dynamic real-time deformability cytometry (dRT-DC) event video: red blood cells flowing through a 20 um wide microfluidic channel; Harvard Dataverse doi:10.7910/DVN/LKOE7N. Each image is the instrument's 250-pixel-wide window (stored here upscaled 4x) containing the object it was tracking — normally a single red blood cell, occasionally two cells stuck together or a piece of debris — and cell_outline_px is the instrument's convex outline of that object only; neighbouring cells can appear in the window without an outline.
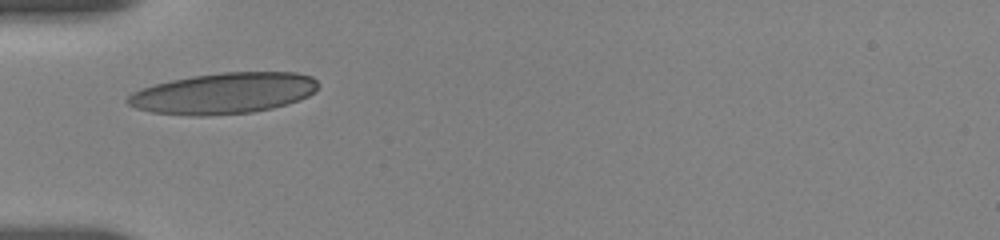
{"species": "human", "species_latin": "Homo sapiens", "temperature_condition": "room temperature", "stored_images_in_passage": 45, "camera_frame_rate_fps": 3000, "um_per_image_px": 0.085, "donor": {"sex": "female"}, "frame": {"image": 1, "passage_image": 1, "time_ms": 0.0, "image_size_px": [1000, 240], "cell_outline_px": [[316, 88], [308, 96], [300, 100], [272, 108], [252, 112], [208, 116], [192, 116], [152, 112], [136, 108], [128, 104], [124, 100], [132, 92], [140, 88], [172, 80], [192, 76], [220, 72], [296, 72], [312, 76], [316, 80]], "centroid_in_image_um": [18.98, 7.93], "position_along_channel_um": 66.0, "area_um2": 45.55}}
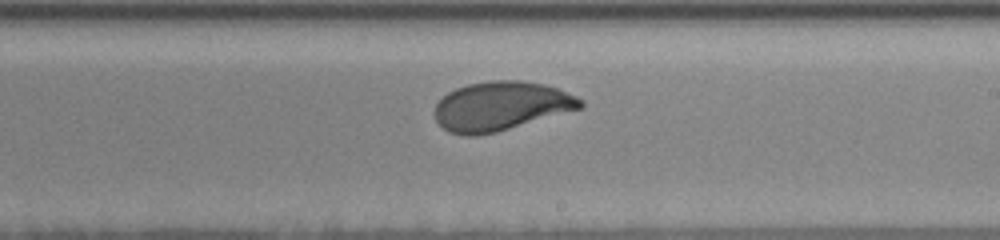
{"frame": {"image": 2, "passage_image": 24, "time_ms": 5.0, "image_size_px": [1000, 240], "cell_outline_px": [[584, 108], [496, 132], [476, 136], [464, 136], [448, 132], [436, 120], [436, 104], [448, 92], [456, 88], [468, 84], [492, 80], [520, 80], [544, 84], [556, 88], [576, 96], [584, 100]], "centroid_in_image_um": [42.61, 9.02], "position_along_channel_um": 246.4, "area_um2": 41.67}}
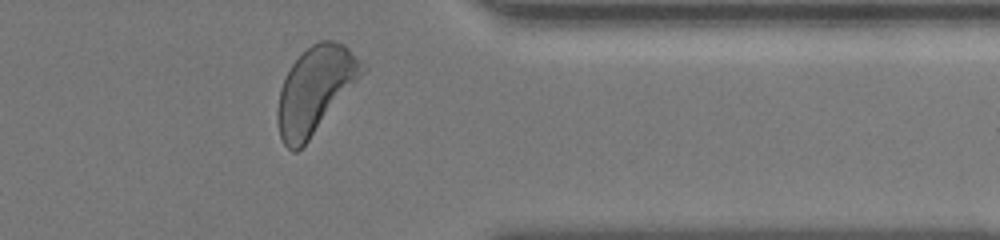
{"frame": {"image": 3, "passage_image": 41, "time_ms": 9.0, "image_size_px": [1000, 240], "cell_outline_px": [[368, 68], [308, 140], [296, 152], [292, 152], [284, 144], [280, 136], [276, 116], [276, 112], [280, 88], [292, 64], [312, 44], [320, 40], [332, 40], [344, 44]], "centroid_in_image_um": [26.77, 7.64], "position_along_channel_um": 384.6, "area_um2": 41.85}, "authors_computed_cell_mechanics": {"area_um2": 41.7316, "velocity_mm_per_s": 3.6345, "shape_relaxation_time_tau1_ms": 3.539, "shape_relaxation_time_tau2_ms": 0.8122, "deformation_change_tau1": 0.1751, "deformation_change_tau2": 0.0678}}